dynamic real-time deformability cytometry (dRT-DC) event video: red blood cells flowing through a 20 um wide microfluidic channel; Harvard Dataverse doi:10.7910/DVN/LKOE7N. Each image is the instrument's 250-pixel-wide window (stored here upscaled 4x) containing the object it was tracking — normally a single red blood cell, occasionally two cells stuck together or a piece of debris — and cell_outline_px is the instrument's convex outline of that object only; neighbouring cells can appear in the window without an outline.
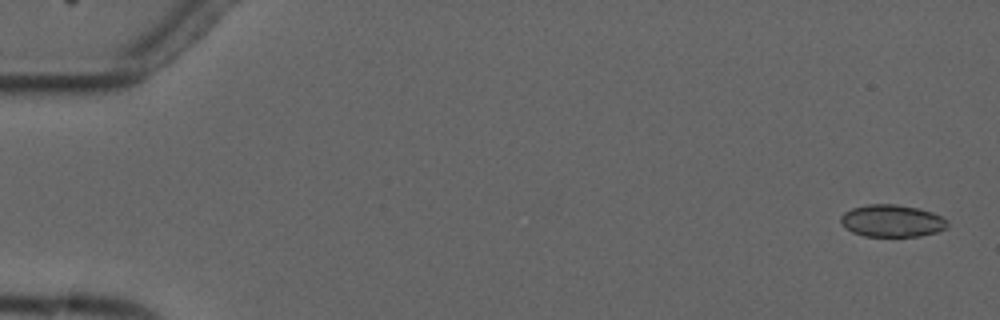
{"species": "common noctule bat (a hibernating species)", "species_latin": "Nyctalus noctula", "temperature_condition": "cold", "stored_images_in_passage": 6, "camera_frame_rate_fps": 3000, "um_per_image_px": 0.085, "animal": {"sex": "male", "forearm_length_mm": 52.5}, "frame": {"image": 1, "passage_image": 1, "time_ms": 0.0, "image_size_px": [1000, 320], "cell_outline_px": [[948, 228], [936, 232], [920, 236], [864, 236], [852, 232], [844, 228], [840, 220], [840, 216], [844, 212], [852, 208], [868, 204], [896, 204], [920, 208], [932, 212], [948, 220]], "centroid_in_image_um": [75.82, 18.77], "position_along_channel_um": 9.2, "area_um2": 20.23}}
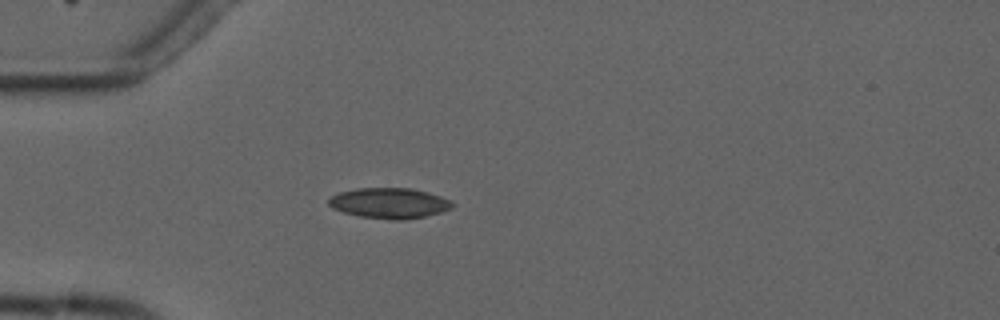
{"frame": {"image": 2, "passage_image": 5, "time_ms": 4.667, "image_size_px": [1000, 320], "cell_outline_px": [[456, 204], [452, 208], [440, 212], [424, 216], [404, 220], [396, 220], [360, 216], [344, 212], [332, 208], [328, 204], [328, 200], [332, 196], [340, 192], [356, 188], [412, 188], [428, 192], [452, 200]], "centroid_in_image_um": [33.13, 17.26], "position_along_channel_um": 51.9, "area_um2": 21.96}}